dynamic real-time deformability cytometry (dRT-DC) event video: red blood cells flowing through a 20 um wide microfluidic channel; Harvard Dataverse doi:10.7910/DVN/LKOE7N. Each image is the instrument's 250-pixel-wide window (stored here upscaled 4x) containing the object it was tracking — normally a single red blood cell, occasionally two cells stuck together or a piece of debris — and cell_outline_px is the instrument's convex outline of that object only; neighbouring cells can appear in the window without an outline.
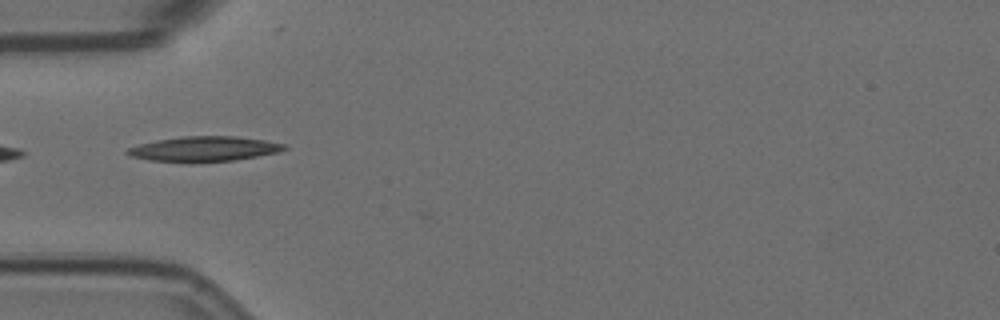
{"species": "Egyptian fruit bat (a non-hibernating species)", "species_latin": "Rousettus aegyptiacus", "temperature_condition": "room temperature", "stored_images_in_passage": 42, "camera_frame_rate_fps": 3000, "um_per_image_px": 0.085, "animal": {"sex": "female"}, "frame": {"image": 1, "passage_image": 3, "time_ms": 0.667, "image_size_px": [1000, 320], "cell_outline_px": [[288, 148], [280, 152], [232, 160], [148, 160], [132, 156], [124, 152], [128, 148], [140, 144], [180, 136], [236, 136], [264, 140], [284, 144]], "centroid_in_image_um": [17.4, 12.62], "position_along_channel_um": 67.6, "area_um2": 21.91}}
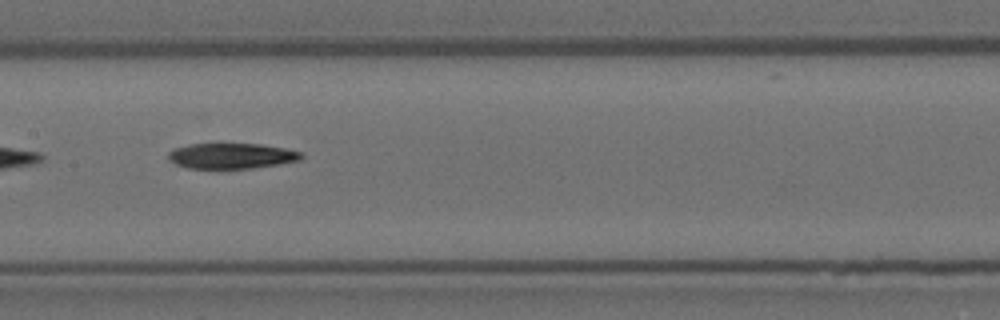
{"frame": {"image": 2, "passage_image": 13, "time_ms": 4.0, "image_size_px": [1000, 320], "cell_outline_px": [[304, 156], [300, 160], [252, 168], [188, 168], [176, 164], [168, 156], [168, 152], [172, 148], [188, 144], [260, 144], [284, 148], [300, 152]], "centroid_in_image_um": [19.65, 13.24], "position_along_channel_um": 187.7, "area_um2": 19.54}}
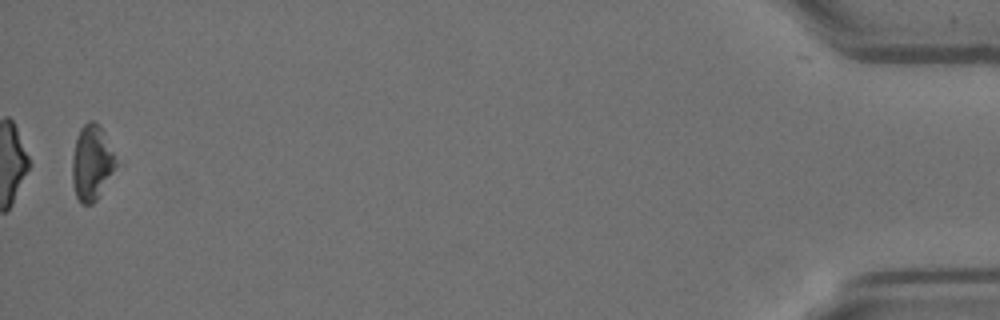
{"frame": {"image": 3, "passage_image": 41, "time_ms": 13.333, "image_size_px": [1000, 320], "cell_outline_px": [[124, 164], [96, 200], [92, 204], [80, 204], [76, 196], [72, 184], [72, 156], [76, 136], [80, 128], [88, 120], [92, 120], [100, 124]], "centroid_in_image_um": [7.92, 13.82], "position_along_channel_um": 427.3, "area_um2": 20.92}, "authors_computed_cell_mechanics": {"area_um2": 20.6635, "velocity_mm_per_s": 3.5607, "shape_relaxation_time_tau1_ms": 7.9249, "shape_relaxation_time_tau2_ms": null, "deformation_change_tau1": 0.193, "deformation_change_tau2": null}}